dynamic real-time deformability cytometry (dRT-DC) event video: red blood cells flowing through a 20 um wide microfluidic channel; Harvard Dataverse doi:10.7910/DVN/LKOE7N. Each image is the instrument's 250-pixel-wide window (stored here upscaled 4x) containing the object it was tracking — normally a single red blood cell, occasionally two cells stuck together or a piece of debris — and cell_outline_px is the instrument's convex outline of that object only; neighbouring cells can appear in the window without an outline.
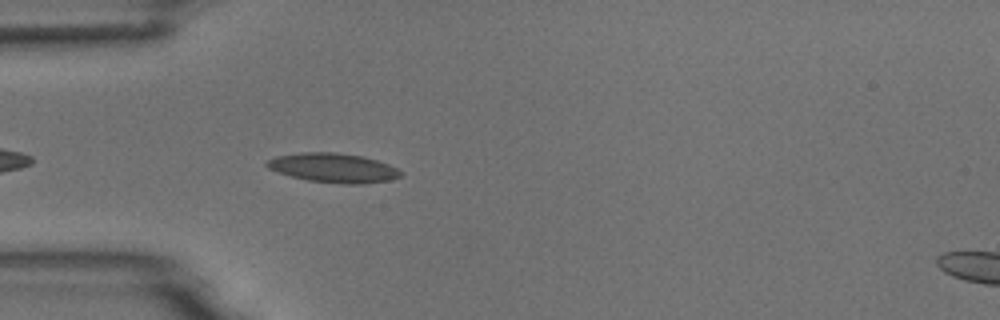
{"species": "common noctule bat (a hibernating species)", "species_latin": "Nyctalus noctula", "temperature_condition": "room temperature", "stored_images_in_passage": 3, "camera_frame_rate_fps": 3000, "um_per_image_px": 0.085, "animal": {"sex": "male", "body_mass_g": 18.8}, "frame": {"image": 1, "passage_image": 3, "time_ms": 3.333, "image_size_px": [1000, 320], "cell_outline_px": [[404, 176], [388, 180], [364, 184], [344, 184], [308, 180], [292, 176], [268, 168], [264, 164], [268, 160], [276, 156], [300, 152], [332, 152], [364, 156], [388, 164], [404, 172]], "centroid_in_image_um": [28.37, 14.26], "position_along_channel_um": 56.6, "area_um2": 22.83}}